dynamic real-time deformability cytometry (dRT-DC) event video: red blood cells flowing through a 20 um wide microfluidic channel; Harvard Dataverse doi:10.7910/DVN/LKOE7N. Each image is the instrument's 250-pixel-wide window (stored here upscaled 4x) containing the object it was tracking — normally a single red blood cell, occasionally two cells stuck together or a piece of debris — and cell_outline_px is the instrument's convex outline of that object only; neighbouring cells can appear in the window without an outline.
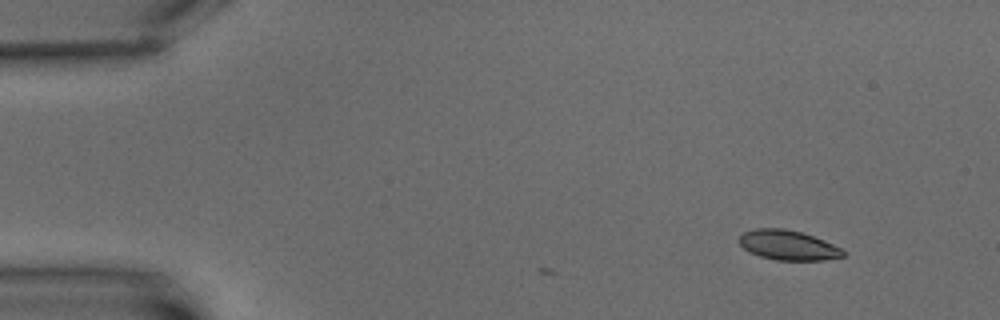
{"species": "common noctule bat (a hibernating species)", "species_latin": "Nyctalus noctula", "temperature_condition": "warm", "stored_images_in_passage": 4, "camera_frame_rate_fps": 3000, "um_per_image_px": 0.085, "animal": {"sex": "male", "body_mass_g": 15.6}, "frame": {"image": 1, "passage_image": 1, "time_ms": 0.0, "image_size_px": [1000, 320], "cell_outline_px": [[844, 256], [824, 260], [776, 260], [760, 256], [744, 248], [736, 240], [744, 232], [756, 228], [784, 228], [800, 232], [824, 240], [840, 248], [844, 252]], "centroid_in_image_um": [66.96, 20.83], "position_along_channel_um": 18.0, "area_um2": 17.86}}